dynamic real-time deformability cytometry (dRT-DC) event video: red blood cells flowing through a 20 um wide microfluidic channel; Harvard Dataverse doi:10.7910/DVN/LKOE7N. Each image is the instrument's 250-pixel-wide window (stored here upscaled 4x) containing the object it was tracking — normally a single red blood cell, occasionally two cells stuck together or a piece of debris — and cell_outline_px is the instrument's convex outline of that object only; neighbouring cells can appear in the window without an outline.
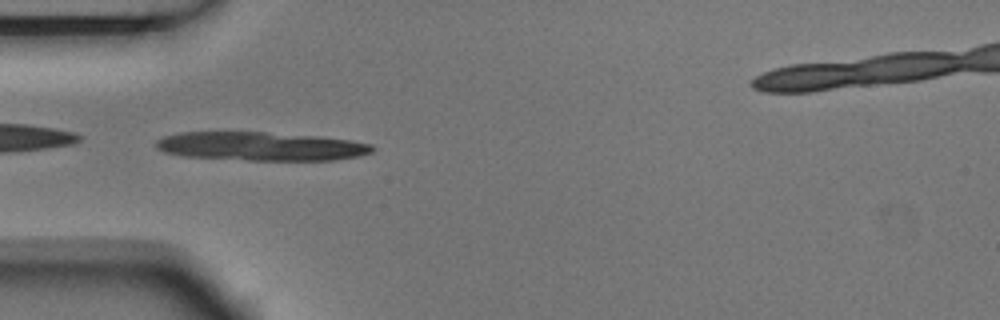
{"species": "Egyptian fruit bat (a non-hibernating species)", "species_latin": "Rousettus aegyptiacus", "temperature_condition": "room temperature", "stored_images_in_passage": 3, "camera_frame_rate_fps": 3000, "um_per_image_px": 0.085, "animal": {"sex": "male"}, "frame": {"image": 1, "passage_image": 2, "time_ms": 0.333, "image_size_px": [1000, 320], "cell_outline_px": [[376, 148], [372, 152], [356, 156], [332, 160], [248, 160], [180, 156], [164, 152], [156, 148], [156, 140], [164, 136], [180, 132], [268, 132], [320, 136], [352, 140], [372, 144]], "centroid_in_image_um": [22.17, 12.43], "position_along_channel_um": 62.8, "area_um2": 36.36}}